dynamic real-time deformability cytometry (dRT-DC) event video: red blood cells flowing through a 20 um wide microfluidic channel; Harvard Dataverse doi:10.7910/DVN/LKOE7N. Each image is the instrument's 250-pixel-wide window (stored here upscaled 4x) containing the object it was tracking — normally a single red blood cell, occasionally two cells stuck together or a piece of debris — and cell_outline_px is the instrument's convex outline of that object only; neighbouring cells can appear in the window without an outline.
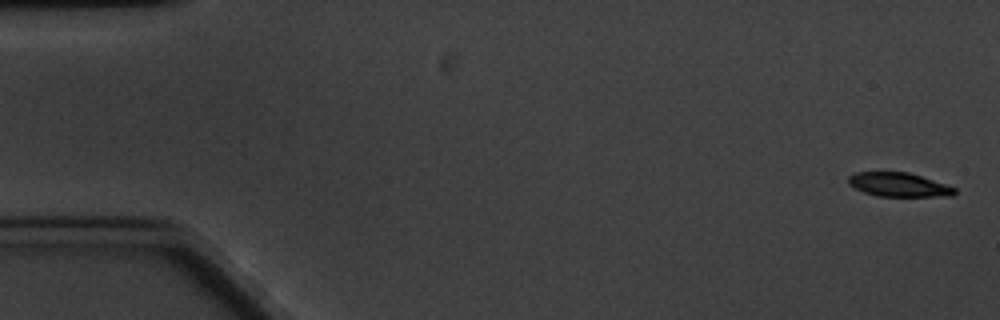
{"species": "common noctule bat (a hibernating species)", "species_latin": "Nyctalus noctula", "temperature_condition": "cold", "stored_images_in_passage": 5, "camera_frame_rate_fps": 3000, "um_per_image_px": 0.085, "animal": {"sex": "male", "body_mass_g": 20.1, "forearm_length_mm": 53.5}, "frame": {"image": 1, "passage_image": 1, "time_ms": 0.0, "image_size_px": [1000, 320], "cell_outline_px": [[956, 192], [952, 196], [876, 196], [852, 188], [848, 184], [848, 176], [856, 172], [908, 172], [956, 188]], "centroid_in_image_um": [76.33, 15.7], "position_along_channel_um": 8.7, "area_um2": 14.8}}
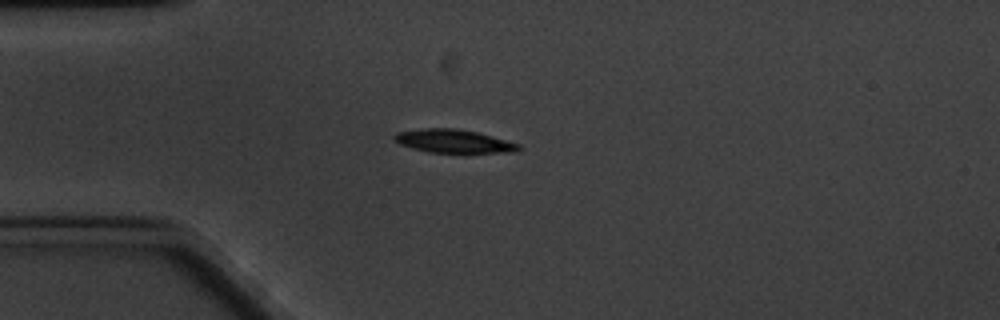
{"frame": {"image": 2, "passage_image": 5, "time_ms": 4.667, "image_size_px": [1000, 320], "cell_outline_px": [[520, 148], [516, 152], [428, 152], [412, 148], [400, 144], [392, 136], [396, 132], [420, 128], [456, 128], [476, 132], [520, 144]], "centroid_in_image_um": [38.51, 11.99], "position_along_channel_um": 46.5, "area_um2": 16.7}}